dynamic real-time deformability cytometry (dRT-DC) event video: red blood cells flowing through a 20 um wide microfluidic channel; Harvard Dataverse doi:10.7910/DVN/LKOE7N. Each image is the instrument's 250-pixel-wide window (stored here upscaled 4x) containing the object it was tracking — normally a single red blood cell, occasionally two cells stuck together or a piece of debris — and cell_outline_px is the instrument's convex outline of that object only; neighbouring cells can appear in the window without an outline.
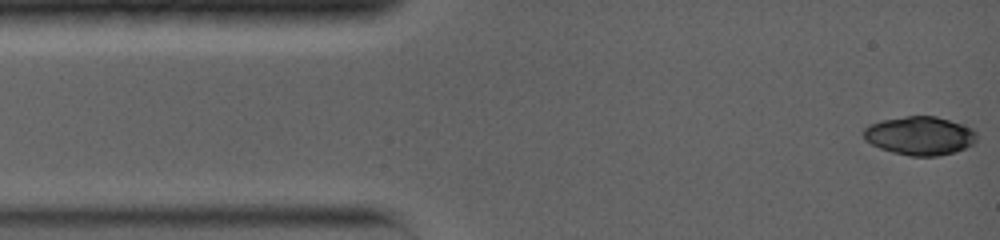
{"species": "common noctule bat (a hibernating species)", "species_latin": "Nyctalus noctula", "temperature_condition": "warm", "stored_images_in_passage": 9, "camera_frame_rate_fps": 5000, "um_per_image_px": 0.085, "animal": {"sex": "female", "body_mass_g": 19.0, "forearm_length_mm": 56.7}, "frame": {"image": 1, "passage_image": 1, "time_ms": 0.0, "image_size_px": [1000, 240], "cell_outline_px": [[976, 140], [972, 144], [956, 152], [936, 156], [908, 156], [892, 152], [880, 148], [864, 140], [864, 128], [868, 124], [880, 120], [908, 116], [936, 116], [972, 128], [976, 132]], "centroid_in_image_um": [78.16, 11.54], "position_along_channel_um": 6.8, "area_um2": 25.43}}
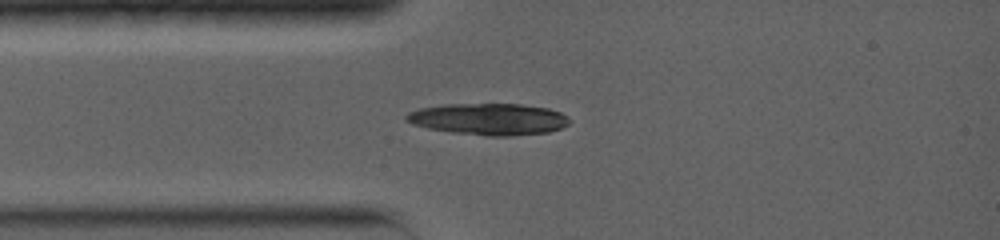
{"frame": {"image": 2, "passage_image": 9, "time_ms": 2.8, "image_size_px": [1000, 240], "cell_outline_px": [[572, 120], [568, 124], [560, 128], [548, 132], [512, 136], [488, 136], [452, 132], [428, 128], [412, 124], [404, 120], [404, 116], [408, 112], [420, 108], [444, 104], [520, 104], [548, 108], [560, 112], [568, 116]], "centroid_in_image_um": [41.54, 10.12], "position_along_channel_um": 43.5, "area_um2": 30.23}}